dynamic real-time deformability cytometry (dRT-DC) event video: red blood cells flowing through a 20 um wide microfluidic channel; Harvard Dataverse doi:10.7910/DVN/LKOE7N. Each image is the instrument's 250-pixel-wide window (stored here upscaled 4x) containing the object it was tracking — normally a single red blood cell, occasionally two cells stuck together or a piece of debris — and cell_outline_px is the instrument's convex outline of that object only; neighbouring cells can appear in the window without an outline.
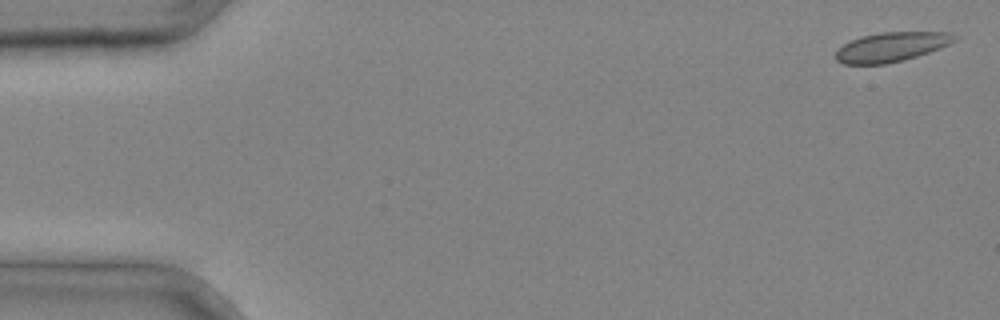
{"species": "common noctule bat (a hibernating species)", "species_latin": "Nyctalus noctula", "temperature_condition": "cold", "stored_images_in_passage": 4, "camera_frame_rate_fps": 3000, "um_per_image_px": 0.085, "animal": {"sex": "male", "body_mass_g": 20.4}, "frame": {"image": 1, "passage_image": 1, "time_ms": 0.0, "image_size_px": [1000, 320], "cell_outline_px": [[956, 40], [940, 48], [904, 60], [884, 64], [844, 64], [836, 60], [836, 52], [844, 44], [860, 36], [880, 32], [948, 32], [956, 36]], "centroid_in_image_um": [75.75, 3.98], "position_along_channel_um": 9.2, "area_um2": 20.17}}
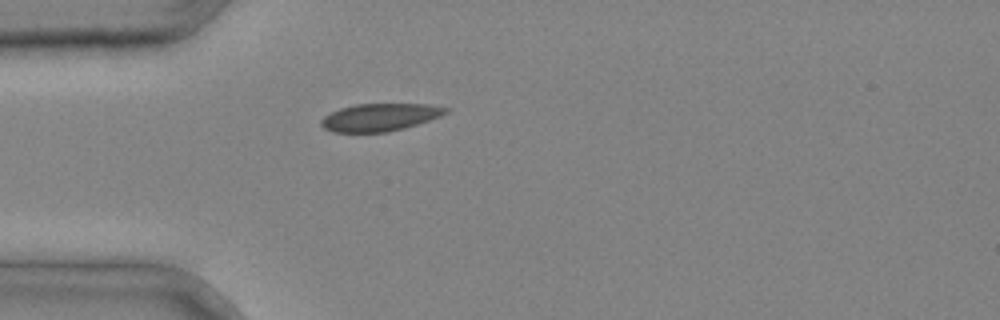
{"frame": {"image": 2, "passage_image": 4, "time_ms": 1.0, "image_size_px": [1000, 320], "cell_outline_px": [[448, 112], [440, 116], [404, 128], [388, 132], [332, 132], [324, 128], [320, 124], [320, 120], [324, 116], [340, 108], [356, 104], [428, 104], [448, 108]], "centroid_in_image_um": [32.26, 9.97], "position_along_channel_um": 52.7, "area_um2": 19.88}}